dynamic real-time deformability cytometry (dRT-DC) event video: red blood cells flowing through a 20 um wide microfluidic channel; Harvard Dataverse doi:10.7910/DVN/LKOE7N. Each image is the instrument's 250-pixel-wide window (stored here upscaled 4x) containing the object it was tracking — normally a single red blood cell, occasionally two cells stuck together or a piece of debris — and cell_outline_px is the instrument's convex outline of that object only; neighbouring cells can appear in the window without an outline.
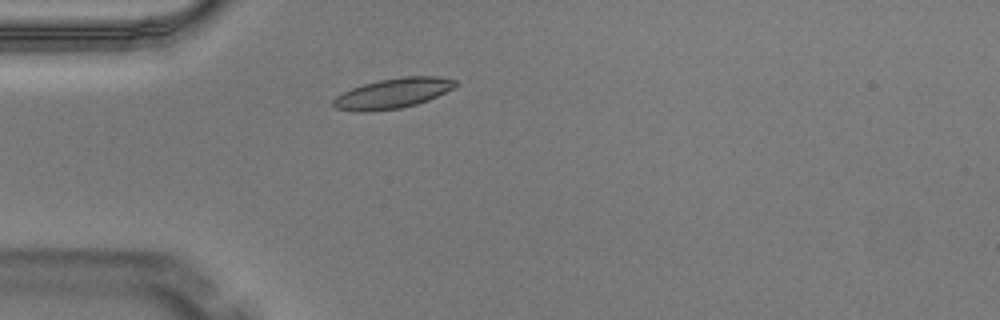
{"species": "Egyptian fruit bat (a non-hibernating species)", "species_latin": "Rousettus aegyptiacus", "temperature_condition": "warm", "stored_images_in_passage": 1, "camera_frame_rate_fps": 3000, "um_per_image_px": 0.085, "animal": {"sex": "male"}, "frame": {"image": 1, "passage_image": 1, "time_ms": 0.0, "image_size_px": [1000, 320], "cell_outline_px": [[460, 84], [428, 100], [416, 104], [400, 108], [368, 112], [356, 112], [336, 108], [332, 104], [332, 100], [336, 96], [352, 88], [364, 84], [380, 80], [404, 76], [440, 76], [456, 80]], "centroid_in_image_um": [33.39, 7.93], "position_along_channel_um": 51.6, "area_um2": 21.39}}